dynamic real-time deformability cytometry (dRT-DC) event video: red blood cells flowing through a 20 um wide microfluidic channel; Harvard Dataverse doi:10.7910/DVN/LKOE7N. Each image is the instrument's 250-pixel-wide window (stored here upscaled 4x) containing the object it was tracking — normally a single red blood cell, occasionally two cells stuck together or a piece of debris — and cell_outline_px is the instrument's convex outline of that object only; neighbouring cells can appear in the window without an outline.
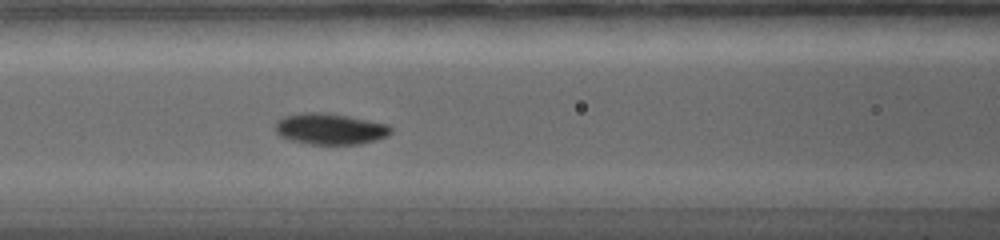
{"species": "common noctule bat (a hibernating species)", "species_latin": "Nyctalus noctula", "temperature_condition": "warm", "stored_images_in_passage": 20, "camera_frame_rate_fps": 5000, "um_per_image_px": 0.085, "animal": {"sex": "female", "body_mass_g": 19.0, "forearm_length_mm": 56.7}, "frame": {"image": 1, "passage_image": 6, "time_ms": 4.4, "image_size_px": [1000, 240], "cell_outline_px": [[392, 132], [388, 136], [376, 140], [360, 144], [308, 144], [292, 140], [280, 136], [276, 132], [276, 120], [284, 116], [300, 112], [324, 112], [348, 116], [388, 124], [392, 128]], "centroid_in_image_um": [28.06, 10.95], "position_along_channel_um": 138.5, "area_um2": 21.1}}
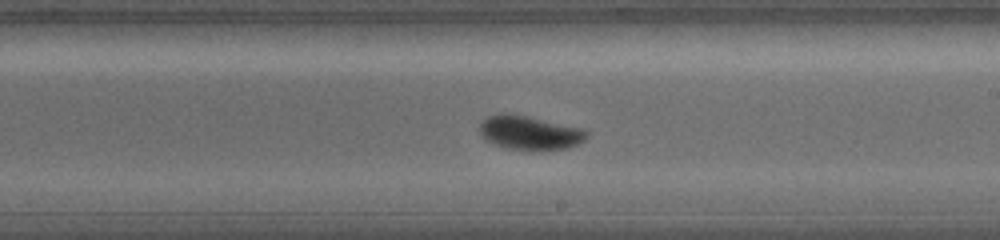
{"frame": {"image": 2, "passage_image": 11, "time_ms": 7.2, "image_size_px": [1000, 240], "cell_outline_px": [[588, 136], [584, 140], [568, 148], [504, 148], [492, 144], [480, 132], [480, 124], [488, 116], [500, 112], [508, 112], [528, 116], [584, 128], [588, 132]], "centroid_in_image_um": [45.02, 11.23], "position_along_channel_um": 244.0, "area_um2": 20.81}}
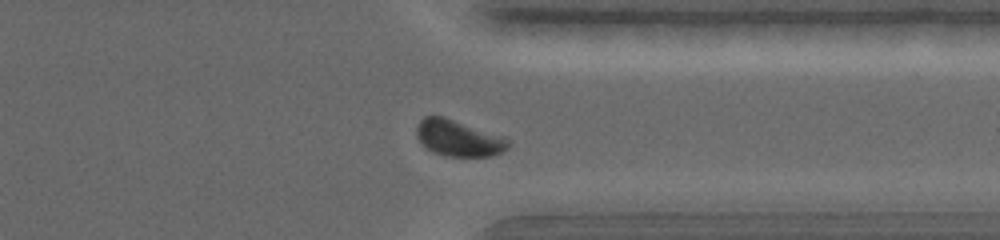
{"frame": {"image": 3, "passage_image": 17, "time_ms": 10.6, "image_size_px": [1000, 240], "cell_outline_px": [[508, 148], [492, 156], [444, 156], [432, 152], [416, 136], [416, 124], [424, 116], [444, 116], [504, 136], [508, 140]], "centroid_in_image_um": [38.95, 11.73], "position_along_channel_um": 372.4, "area_um2": 19.36}, "authors_computed_cell_mechanics": {"area_um2": 20.0855, "velocity_mm_per_s": 3.7741, "shape_relaxation_time_tau1_ms": 1.9802, "shape_relaxation_time_tau2_ms": 0.0538, "deformation_change_tau1": 0.1042, "deformation_change_tau2": 0.0233}}